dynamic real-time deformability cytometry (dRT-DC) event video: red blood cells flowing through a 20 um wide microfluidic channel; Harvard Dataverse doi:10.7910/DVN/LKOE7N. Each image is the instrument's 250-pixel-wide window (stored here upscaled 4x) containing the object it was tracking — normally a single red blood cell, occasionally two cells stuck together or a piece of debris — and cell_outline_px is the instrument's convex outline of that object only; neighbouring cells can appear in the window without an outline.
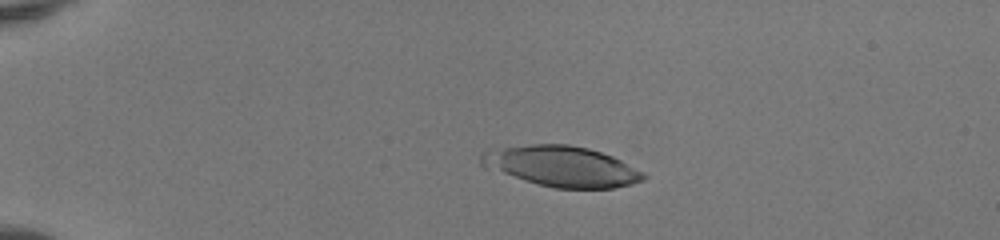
{"species": "human", "species_latin": "Homo sapiens", "temperature_condition": "room temperature", "stored_images_in_passage": 52, "camera_frame_rate_fps": 3000, "um_per_image_px": 0.085, "donor": {"sex": "female"}, "frame": {"image": 1, "passage_image": 13, "time_ms": 4.0, "image_size_px": [1000, 240], "cell_outline_px": [[648, 176], [644, 180], [632, 184], [612, 188], [552, 188], [484, 168], [480, 164], [480, 152], [488, 148], [528, 144], [568, 144], [588, 148], [612, 156], [644, 172]], "centroid_in_image_um": [47.68, 14.12], "position_along_channel_um": 37.3, "area_um2": 38.67}}
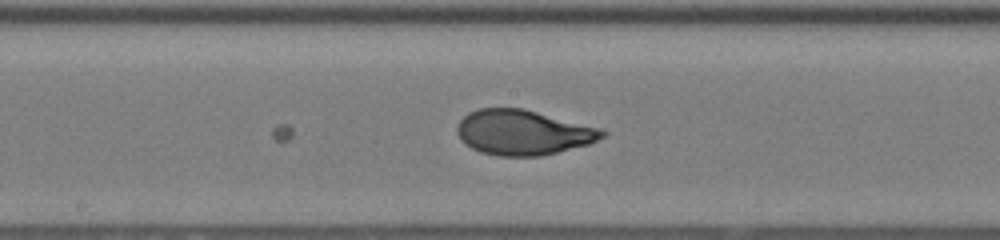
{"frame": {"image": 2, "passage_image": 30, "time_ms": 9.667, "image_size_px": [1000, 240], "cell_outline_px": [[608, 132], [604, 136], [588, 144], [540, 156], [500, 156], [480, 152], [464, 144], [460, 140], [456, 132], [456, 128], [460, 120], [468, 112], [480, 108], [524, 108], [600, 128]], "centroid_in_image_um": [44.42, 11.25], "position_along_channel_um": 203.8, "area_um2": 38.09}}
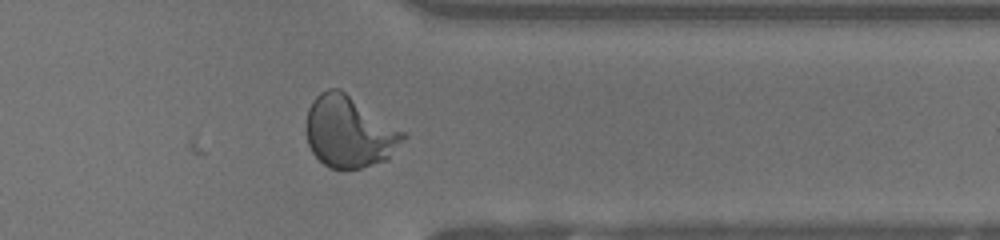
{"frame": {"image": 3, "passage_image": 43, "time_ms": 14.0, "image_size_px": [1000, 240], "cell_outline_px": [[408, 136], [388, 160], [360, 168], [328, 168], [312, 152], [308, 144], [304, 128], [308, 108], [312, 100], [320, 92], [328, 88], [340, 88], [408, 132]], "centroid_in_image_um": [29.71, 11.18], "position_along_channel_um": 381.7, "area_um2": 41.27}, "authors_computed_cell_mechanics": {"area_um2": 38.6104, "velocity_mm_per_s": 4.1489, "shape_relaxation_time_tau1_ms": 3.5596, "shape_relaxation_time_tau2_ms": null, "deformation_change_tau1": 0.2066, "deformation_change_tau2": null}}